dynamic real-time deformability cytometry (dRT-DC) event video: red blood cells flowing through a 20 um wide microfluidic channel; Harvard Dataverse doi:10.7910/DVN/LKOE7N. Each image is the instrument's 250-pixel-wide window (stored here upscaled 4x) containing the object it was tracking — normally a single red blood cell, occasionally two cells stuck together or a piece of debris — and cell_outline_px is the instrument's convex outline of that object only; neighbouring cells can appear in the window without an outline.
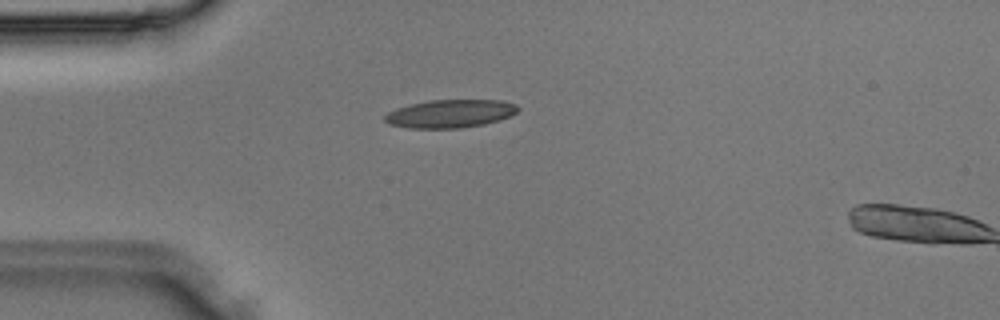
{"species": "Egyptian fruit bat (a non-hibernating species)", "species_latin": "Rousettus aegyptiacus", "temperature_condition": "room temperature", "stored_images_in_passage": 6, "camera_frame_rate_fps": 3000, "um_per_image_px": 0.085, "animal": {"sex": "male"}, "frame": {"image": 1, "passage_image": 5, "time_ms": 1.333, "image_size_px": [1000, 320], "cell_outline_px": [[520, 108], [516, 112], [500, 120], [484, 124], [460, 128], [408, 128], [388, 124], [384, 120], [384, 116], [388, 112], [396, 108], [428, 100], [500, 100], [516, 104]], "centroid_in_image_um": [38.25, 9.66], "position_along_channel_um": 46.7, "area_um2": 21.79}}